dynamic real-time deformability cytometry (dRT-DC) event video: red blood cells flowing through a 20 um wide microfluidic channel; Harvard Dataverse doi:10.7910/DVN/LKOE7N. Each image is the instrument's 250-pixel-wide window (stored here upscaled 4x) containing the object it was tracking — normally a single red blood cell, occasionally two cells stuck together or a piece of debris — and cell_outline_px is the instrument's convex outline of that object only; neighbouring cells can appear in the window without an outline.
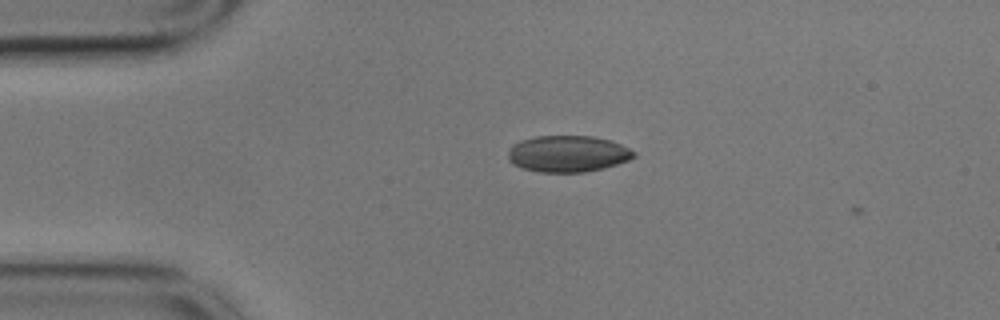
{"species": "common noctule bat (a hibernating species)", "species_latin": "Nyctalus noctula", "temperature_condition": "cold", "stored_images_in_passage": 2, "camera_frame_rate_fps": 3000, "um_per_image_px": 0.085, "animal": {"sex": "male", "body_mass_g": 17.9}, "frame": {"image": 1, "passage_image": 1, "time_ms": 0.0, "image_size_px": [1000, 320], "cell_outline_px": [[636, 156], [628, 160], [604, 168], [584, 172], [540, 172], [520, 168], [512, 164], [508, 160], [508, 148], [512, 144], [520, 140], [536, 136], [592, 136], [612, 140], [636, 152]], "centroid_in_image_um": [48.23, 13.07], "position_along_channel_um": 36.8, "area_um2": 26.99}}